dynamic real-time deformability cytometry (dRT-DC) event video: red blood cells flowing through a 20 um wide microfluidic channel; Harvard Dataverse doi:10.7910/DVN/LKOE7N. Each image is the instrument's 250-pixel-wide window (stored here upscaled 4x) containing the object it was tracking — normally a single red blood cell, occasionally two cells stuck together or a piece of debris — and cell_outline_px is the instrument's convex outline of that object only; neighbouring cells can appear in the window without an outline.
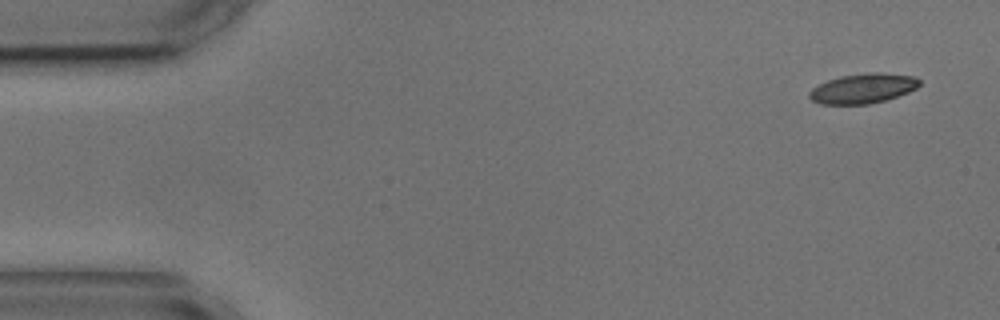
{"species": "common noctule bat (a hibernating species)", "species_latin": "Nyctalus noctula", "temperature_condition": "cold", "stored_images_in_passage": 4, "camera_frame_rate_fps": 3000, "um_per_image_px": 0.085, "animal": {"sex": "male", "body_mass_g": 17.9, "forearm_length_mm": 54.2}, "frame": {"image": 1, "passage_image": 1, "time_ms": 0.0, "image_size_px": [1000, 320], "cell_outline_px": [[920, 84], [916, 88], [908, 92], [888, 100], [868, 104], [820, 104], [812, 100], [808, 96], [808, 92], [812, 88], [828, 80], [840, 76], [872, 72], [880, 72], [916, 76], [920, 80]], "centroid_in_image_um": [73.37, 7.52], "position_along_channel_um": 11.6, "area_um2": 19.25}}
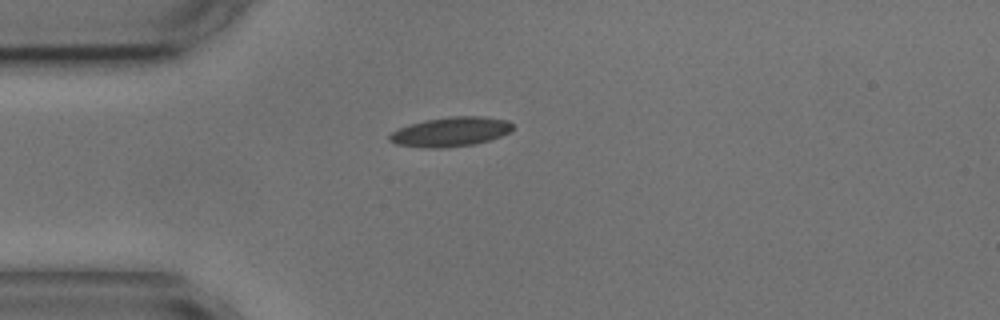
{"frame": {"image": 2, "passage_image": 4, "time_ms": 3.667, "image_size_px": [1000, 320], "cell_outline_px": [[512, 132], [476, 144], [448, 148], [424, 148], [396, 144], [388, 140], [388, 136], [392, 132], [400, 128], [424, 120], [452, 116], [484, 116], [508, 120], [512, 124]], "centroid_in_image_um": [38.32, 11.21], "position_along_channel_um": 46.7, "area_um2": 21.27}}